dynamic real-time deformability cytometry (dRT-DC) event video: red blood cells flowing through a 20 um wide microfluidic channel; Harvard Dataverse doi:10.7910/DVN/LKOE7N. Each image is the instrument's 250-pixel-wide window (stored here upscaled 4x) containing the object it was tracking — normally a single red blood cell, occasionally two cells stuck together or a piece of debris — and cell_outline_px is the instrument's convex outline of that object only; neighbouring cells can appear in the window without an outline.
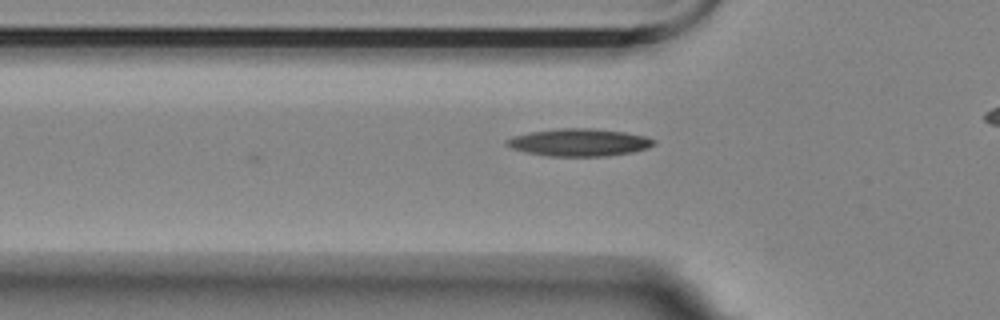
{"species": "Egyptian fruit bat (a non-hibernating species)", "species_latin": "Rousettus aegyptiacus", "temperature_condition": "room temperature", "stored_images_in_passage": 26, "camera_frame_rate_fps": 3000, "um_per_image_px": 0.085, "animal": {"sex": "female"}, "frame": {"image": 1, "passage_image": 2, "time_ms": 0.333, "image_size_px": [1000, 320], "cell_outline_px": [[656, 144], [648, 148], [632, 152], [608, 156], [548, 156], [524, 152], [512, 148], [504, 144], [504, 140], [512, 136], [528, 132], [560, 128], [592, 128], [624, 132], [644, 136], [656, 140]], "centroid_in_image_um": [49.19, 12.1], "position_along_channel_um": 76.6, "area_um2": 23.76}}
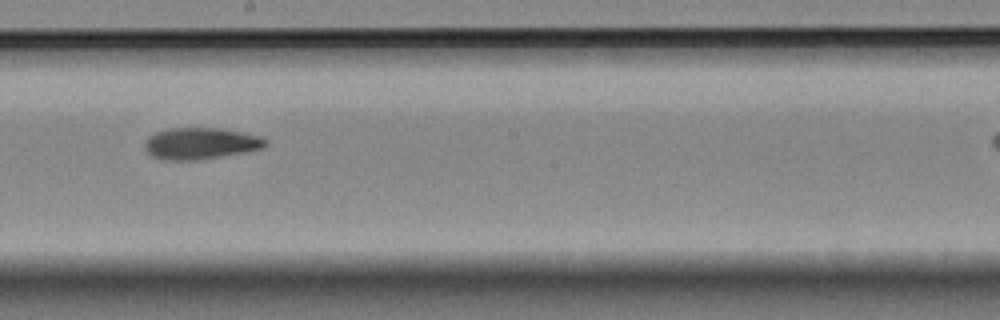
{"frame": {"image": 2, "passage_image": 15, "time_ms": 4.667, "image_size_px": [1000, 320], "cell_outline_px": [[268, 144], [264, 148], [248, 152], [196, 160], [164, 160], [152, 156], [144, 148], [144, 144], [148, 136], [156, 132], [168, 128], [220, 128], [244, 132], [260, 136], [268, 140]], "centroid_in_image_um": [17.08, 12.19], "position_along_channel_um": 231.1, "area_um2": 22.48}}
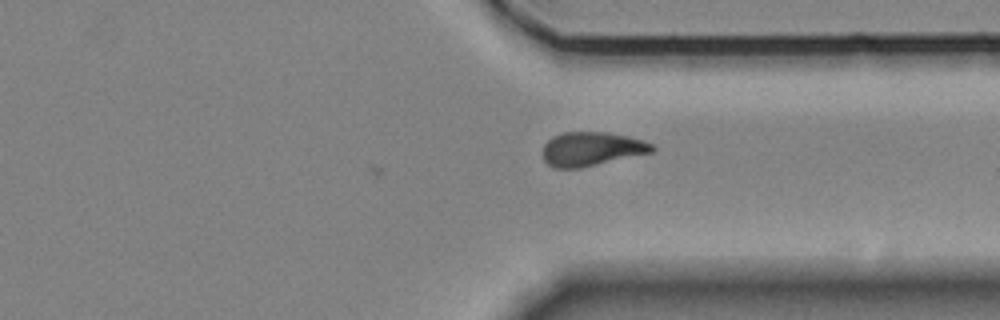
{"frame": {"image": 3, "passage_image": 26, "time_ms": 8.333, "image_size_px": [1000, 320], "cell_outline_px": [[656, 148], [652, 152], [580, 168], [552, 168], [544, 160], [544, 144], [552, 136], [564, 132], [608, 132], [628, 136], [652, 144]], "centroid_in_image_um": [50.26, 12.66], "position_along_channel_um": 361.1, "area_um2": 21.5}}